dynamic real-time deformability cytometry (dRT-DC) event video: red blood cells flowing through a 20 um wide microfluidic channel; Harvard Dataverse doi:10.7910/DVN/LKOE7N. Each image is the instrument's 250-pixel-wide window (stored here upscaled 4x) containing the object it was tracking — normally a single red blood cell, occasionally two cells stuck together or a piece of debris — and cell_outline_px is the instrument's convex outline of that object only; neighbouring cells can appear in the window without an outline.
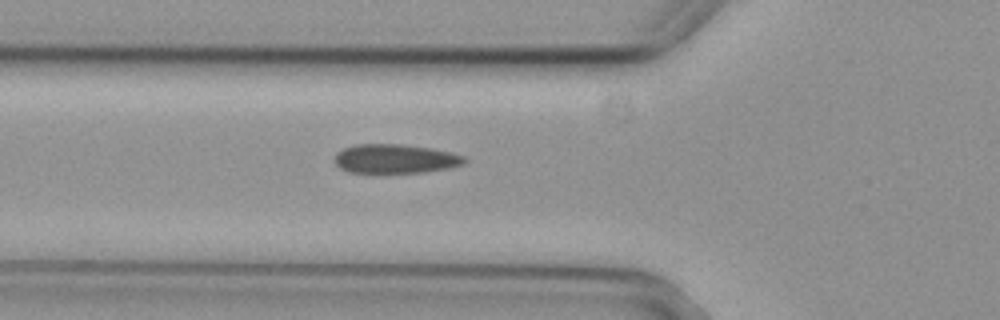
{"species": "common noctule bat (a hibernating species)", "species_latin": "Nyctalus noctula", "temperature_condition": "cold", "stored_images_in_passage": 4, "camera_frame_rate_fps": 3000, "um_per_image_px": 0.085, "animal": {"sex": "female", "body_mass_g": 29.2, "forearm_length_mm": 56.3}, "frame": {"image": 1, "passage_image": 4, "time_ms": 1.0, "image_size_px": [1000, 320], "cell_outline_px": [[468, 160], [464, 164], [448, 168], [424, 172], [380, 176], [348, 172], [340, 168], [336, 164], [336, 152], [344, 148], [356, 144], [400, 144], [432, 148], [464, 156]], "centroid_in_image_um": [33.56, 13.55], "position_along_channel_um": 92.2, "area_um2": 22.95}}